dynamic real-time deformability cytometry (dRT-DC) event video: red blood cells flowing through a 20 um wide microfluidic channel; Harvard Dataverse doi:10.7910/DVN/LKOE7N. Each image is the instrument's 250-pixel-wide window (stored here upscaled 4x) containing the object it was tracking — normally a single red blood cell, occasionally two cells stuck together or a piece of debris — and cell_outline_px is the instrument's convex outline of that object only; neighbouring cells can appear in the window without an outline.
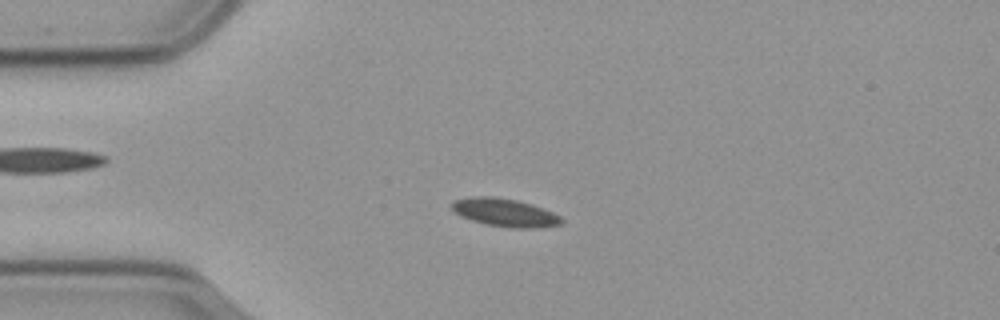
{"species": "common noctule bat (a hibernating species)", "species_latin": "Nyctalus noctula", "temperature_condition": "cold", "stored_images_in_passage": 47, "camera_frame_rate_fps": 3000, "um_per_image_px": 0.085, "animal": {"sex": "male", "body_mass_g": 23.1, "forearm_length_mm": 52.7}, "frame": {"image": 1, "passage_image": 3, "time_ms": 0.667, "image_size_px": [1000, 320], "cell_outline_px": [[564, 224], [540, 228], [512, 228], [484, 224], [460, 216], [452, 208], [452, 200], [472, 196], [496, 196], [516, 200], [532, 204], [552, 212], [560, 216], [564, 220]], "centroid_in_image_um": [42.93, 18.07], "position_along_channel_um": 42.1, "area_um2": 18.15}}
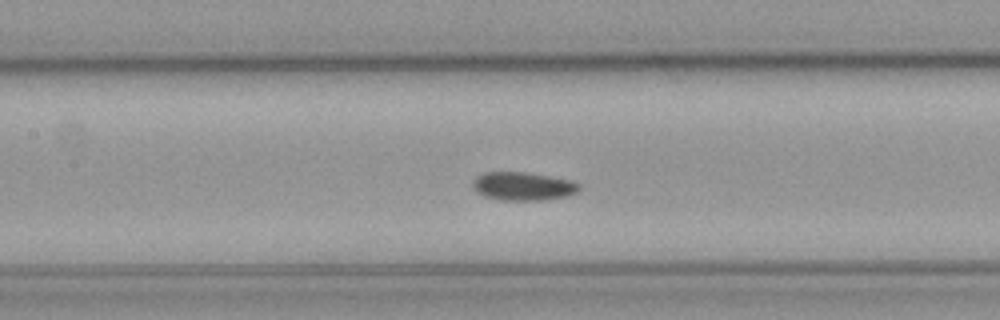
{"frame": {"image": 2, "passage_image": 15, "time_ms": 4.667, "image_size_px": [1000, 320], "cell_outline_px": [[580, 188], [576, 192], [568, 196], [540, 200], [500, 200], [484, 196], [476, 192], [472, 184], [472, 180], [476, 176], [484, 172], [524, 172], [572, 180], [580, 184]], "centroid_in_image_um": [44.43, 15.83], "position_along_channel_um": 163.0, "area_um2": 17.63}}
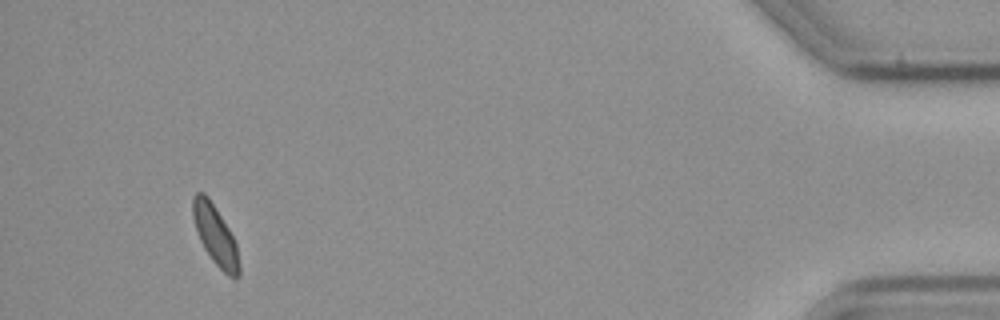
{"frame": {"image": 3, "passage_image": 43, "time_ms": 14.0, "image_size_px": [1000, 320], "cell_outline_px": [[240, 276], [228, 276], [212, 260], [204, 248], [200, 240], [192, 216], [192, 196], [196, 192], [204, 192], [208, 196], [228, 228], [236, 244], [240, 268]], "centroid_in_image_um": [18.28, 19.96], "position_along_channel_um": 416.9, "area_um2": 15.84}}